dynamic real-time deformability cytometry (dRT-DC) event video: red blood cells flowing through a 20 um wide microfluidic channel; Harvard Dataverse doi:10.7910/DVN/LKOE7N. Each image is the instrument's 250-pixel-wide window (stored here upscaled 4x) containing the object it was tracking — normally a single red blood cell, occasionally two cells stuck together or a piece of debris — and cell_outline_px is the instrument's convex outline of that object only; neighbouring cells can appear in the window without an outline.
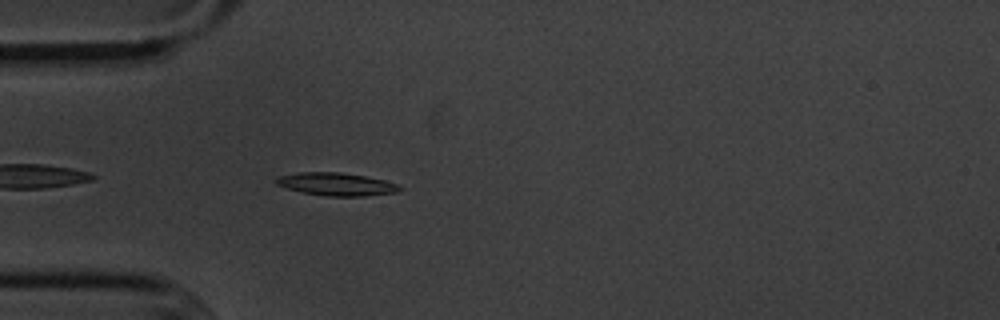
{"species": "common noctule bat (a hibernating species)", "species_latin": "Nyctalus noctula", "temperature_condition": "cold", "stored_images_in_passage": 42, "camera_frame_rate_fps": 3000, "um_per_image_px": 0.085, "animal": {"sex": "male", "body_mass_g": 20.1, "forearm_length_mm": 53.5}, "frame": {"image": 1, "passage_image": 3, "time_ms": 0.667, "image_size_px": [1000, 320], "cell_outline_px": [[404, 188], [396, 192], [364, 196], [328, 196], [304, 192], [288, 188], [276, 184], [276, 176], [300, 172], [340, 172], [364, 176], [384, 180], [396, 184]], "centroid_in_image_um": [28.59, 15.65], "position_along_channel_um": 56.4, "area_um2": 16.24}}
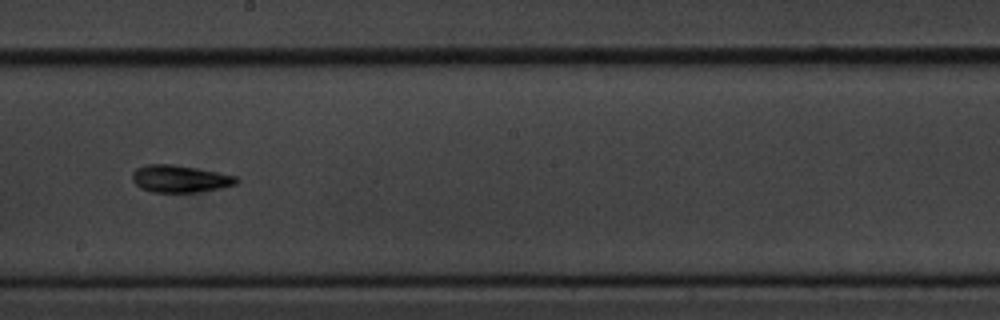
{"frame": {"image": 2, "passage_image": 18, "time_ms": 5.667, "image_size_px": [1000, 320], "cell_outline_px": [[240, 180], [236, 184], [220, 188], [196, 192], [152, 192], [140, 188], [132, 180], [132, 172], [136, 168], [148, 164], [172, 164], [216, 172], [236, 176]], "centroid_in_image_um": [15.26, 15.2], "position_along_channel_um": 232.9, "area_um2": 16.42}}
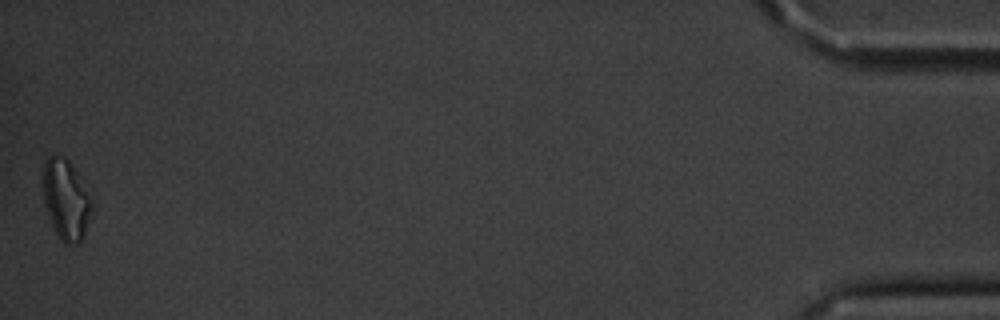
{"frame": {"image": 3, "passage_image": 42, "time_ms": 13.667, "image_size_px": [1000, 320], "cell_outline_px": [[96, 200], [84, 236], [76, 244], [64, 244], [60, 240], [52, 224], [44, 204], [44, 160], [48, 156], [64, 156], [72, 164]], "centroid_in_image_um": [5.68, 16.96], "position_along_channel_um": 429.5, "area_um2": 23.29}, "authors_computed_cell_mechanics": {"area_um2": 16.2418, "velocity_mm_per_s": 3.6205, "shape_relaxation_time_tau1_ms": 2.3347, "shape_relaxation_time_tau2_ms": 3.7005, "deformation_change_tau1": 0.1436, "deformation_change_tau2": 0.1074}}